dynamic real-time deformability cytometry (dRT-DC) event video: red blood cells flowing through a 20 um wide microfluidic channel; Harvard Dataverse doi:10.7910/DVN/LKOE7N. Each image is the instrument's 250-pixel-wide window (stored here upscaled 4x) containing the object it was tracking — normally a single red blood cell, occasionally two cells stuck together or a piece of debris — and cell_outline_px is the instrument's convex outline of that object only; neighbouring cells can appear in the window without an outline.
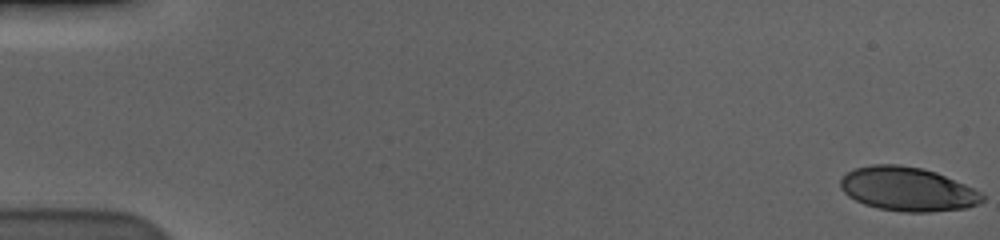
{"species": "human", "species_latin": "Homo sapiens", "temperature_condition": "cold", "stored_images_in_passage": 58, "camera_frame_rate_fps": 3000, "um_per_image_px": 0.085, "donor": {"sex": "male"}, "frame": {"image": 1, "passage_image": 1, "time_ms": 0.0, "image_size_px": [1000, 240], "cell_outline_px": [[984, 200], [980, 204], [968, 208], [928, 212], [904, 212], [880, 208], [864, 204], [848, 196], [840, 188], [840, 180], [848, 172], [856, 168], [872, 164], [900, 164], [924, 168], [936, 172], [964, 184], [980, 192], [984, 196]], "centroid_in_image_um": [77.16, 16.07], "position_along_channel_um": 7.8, "area_um2": 36.36}}
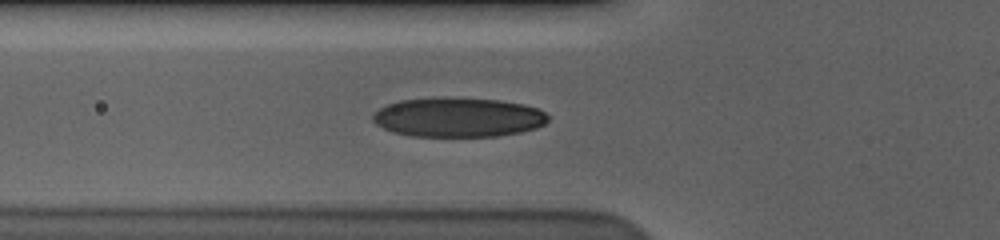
{"frame": {"image": 2, "passage_image": 22, "time_ms": 7.0, "image_size_px": [1000, 240], "cell_outline_px": [[548, 120], [544, 124], [536, 128], [520, 132], [496, 136], [412, 136], [392, 132], [376, 124], [372, 120], [372, 116], [380, 108], [388, 104], [400, 100], [444, 96], [500, 100], [524, 104], [536, 108], [544, 112], [548, 116]], "centroid_in_image_um": [38.93, 9.95], "position_along_channel_um": 86.9, "area_um2": 40.52}}
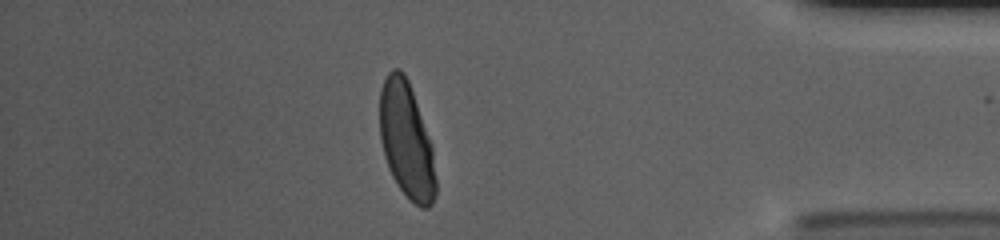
{"frame": {"image": 3, "passage_image": 51, "time_ms": 16.667, "image_size_px": [1000, 240], "cell_outline_px": [[436, 196], [432, 204], [428, 208], [420, 208], [400, 188], [392, 176], [388, 168], [384, 156], [380, 140], [380, 88], [388, 72], [392, 68], [400, 68], [404, 72], [408, 80], [432, 144], [436, 180]], "centroid_in_image_um": [34.55, 11.92], "position_along_channel_um": 400.7, "area_um2": 37.92}, "authors_computed_cell_mechanics": {"area_um2": 38.6682, "velocity_mm_per_s": 3.596, "shape_relaxation_time_tau1_ms": 4.0829, "shape_relaxation_time_tau2_ms": null, "deformation_change_tau1": 0.1918, "deformation_change_tau2": null}}